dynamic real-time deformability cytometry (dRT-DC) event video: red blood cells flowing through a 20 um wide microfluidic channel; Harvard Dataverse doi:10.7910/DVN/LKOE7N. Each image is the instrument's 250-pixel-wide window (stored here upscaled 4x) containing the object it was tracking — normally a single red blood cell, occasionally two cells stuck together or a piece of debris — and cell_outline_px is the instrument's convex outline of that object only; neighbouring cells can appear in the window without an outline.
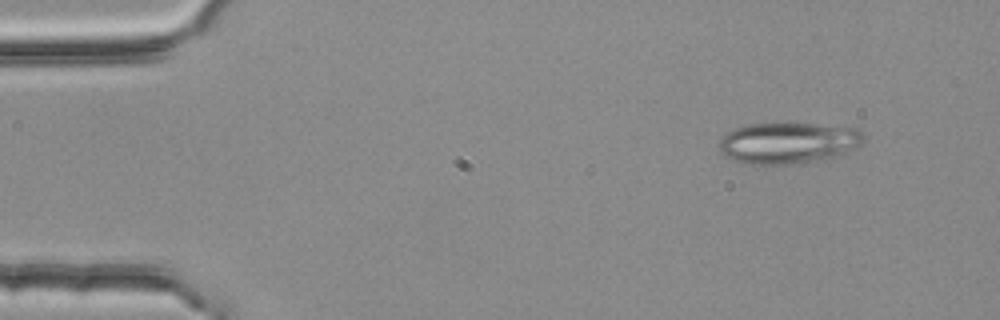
{"species": "common noctule bat (a hibernating species)", "species_latin": "Nyctalus noctula", "temperature_condition": "room temperature", "stored_images_in_passage": 4, "camera_frame_rate_fps": 3000, "um_per_image_px": 0.085, "animal": {"sex": "female", "body_mass_g": 25.1}, "frame": {"image": 1, "passage_image": 1, "time_ms": 0.0, "image_size_px": [1000, 320], "cell_outline_px": [[864, 140], [856, 148], [824, 160], [788, 164], [748, 164], [736, 160], [720, 152], [720, 140], [728, 132], [736, 128], [748, 124], [812, 124], [856, 128], [864, 132]], "centroid_in_image_um": [67.03, 12.15], "position_along_channel_um": 18.0, "area_um2": 34.33}}